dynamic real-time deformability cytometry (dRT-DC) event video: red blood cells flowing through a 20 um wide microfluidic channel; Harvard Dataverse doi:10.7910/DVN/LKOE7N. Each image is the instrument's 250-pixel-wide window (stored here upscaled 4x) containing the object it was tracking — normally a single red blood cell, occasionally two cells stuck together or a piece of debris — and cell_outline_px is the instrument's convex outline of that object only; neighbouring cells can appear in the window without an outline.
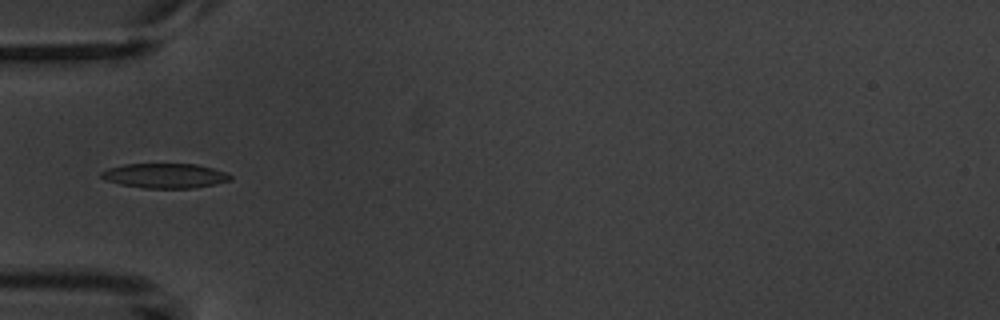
{"species": "common noctule bat (a hibernating species)", "species_latin": "Nyctalus noctula", "temperature_condition": "warm", "stored_images_in_passage": 7, "camera_frame_rate_fps": 3000, "um_per_image_px": 0.085, "animal": {"sex": "male", "body_mass_g": 20.1, "forearm_length_mm": 53.5}, "frame": {"image": 1, "passage_image": 4, "time_ms": 4.667, "image_size_px": [1000, 320], "cell_outline_px": [[232, 180], [216, 184], [192, 188], [144, 188], [120, 184], [104, 180], [100, 176], [100, 172], [108, 168], [124, 164], [196, 164], [212, 168], [224, 172], [232, 176]], "centroid_in_image_um": [14.0, 14.94], "position_along_channel_um": 71.0, "area_um2": 18.61}}
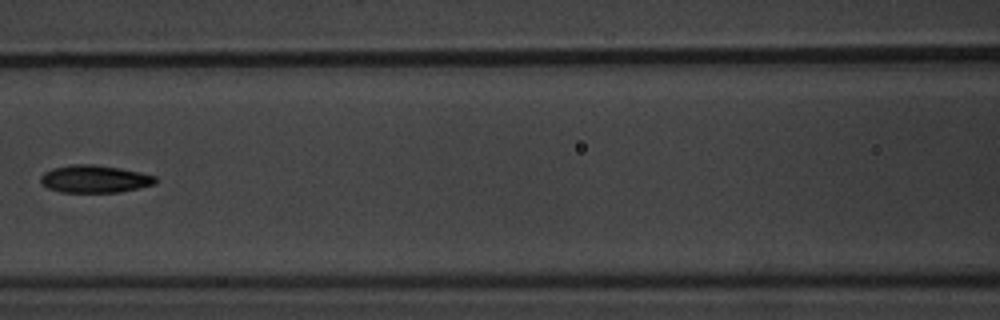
{"frame": {"image": 2, "passage_image": 6, "time_ms": 7.0, "image_size_px": [1000, 320], "cell_outline_px": [[156, 184], [140, 188], [120, 192], [60, 192], [48, 188], [40, 180], [40, 176], [44, 172], [52, 168], [72, 164], [92, 164], [140, 172], [156, 176]], "centroid_in_image_um": [8.04, 15.21], "position_along_channel_um": 158.6, "area_um2": 18.38}}
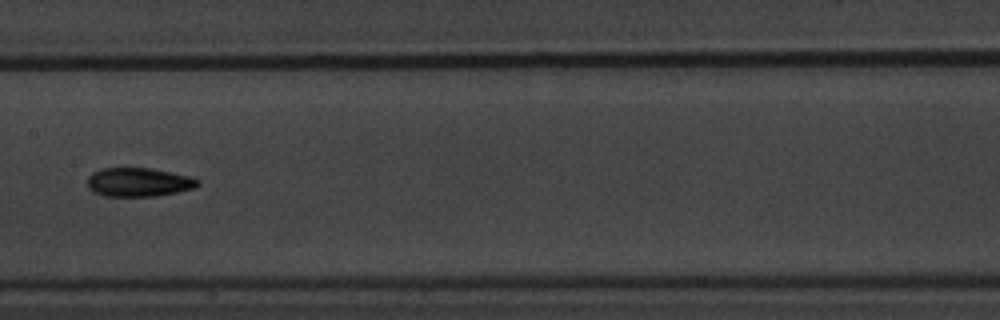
{"frame": {"image": 3, "passage_image": 7, "time_ms": 8.0, "image_size_px": [1000, 320], "cell_outline_px": [[200, 184], [196, 188], [156, 196], [104, 196], [92, 192], [88, 188], [88, 176], [92, 172], [100, 168], [152, 168], [192, 176], [200, 180]], "centroid_in_image_um": [11.8, 15.48], "position_along_channel_um": 195.6, "area_um2": 18.84}}